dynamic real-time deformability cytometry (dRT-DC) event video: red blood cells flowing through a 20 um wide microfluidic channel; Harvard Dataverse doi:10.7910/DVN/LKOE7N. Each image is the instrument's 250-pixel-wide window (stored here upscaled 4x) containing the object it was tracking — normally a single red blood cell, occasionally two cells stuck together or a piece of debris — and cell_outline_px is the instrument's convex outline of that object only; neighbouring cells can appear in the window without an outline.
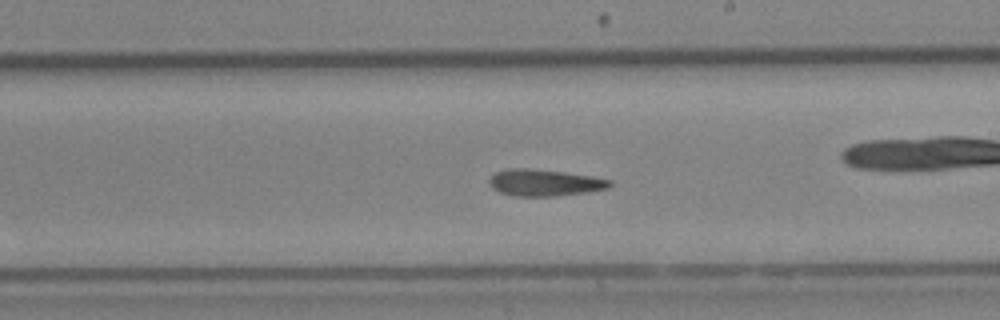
{"species": "Egyptian fruit bat (a non-hibernating species)", "species_latin": "Rousettus aegyptiacus", "temperature_condition": "cold", "stored_images_in_passage": 39, "camera_frame_rate_fps": 3000, "um_per_image_px": 0.085, "animal": {"sex": "female"}, "frame": {"image": 1, "passage_image": 17, "time_ms": 5.333, "image_size_px": [1000, 320], "cell_outline_px": [[612, 184], [608, 188], [588, 192], [552, 196], [512, 196], [500, 192], [492, 188], [488, 180], [496, 172], [508, 168], [532, 168], [564, 172], [592, 176], [612, 180]], "centroid_in_image_um": [46.28, 15.52], "position_along_channel_um": 242.7, "area_um2": 18.79}}